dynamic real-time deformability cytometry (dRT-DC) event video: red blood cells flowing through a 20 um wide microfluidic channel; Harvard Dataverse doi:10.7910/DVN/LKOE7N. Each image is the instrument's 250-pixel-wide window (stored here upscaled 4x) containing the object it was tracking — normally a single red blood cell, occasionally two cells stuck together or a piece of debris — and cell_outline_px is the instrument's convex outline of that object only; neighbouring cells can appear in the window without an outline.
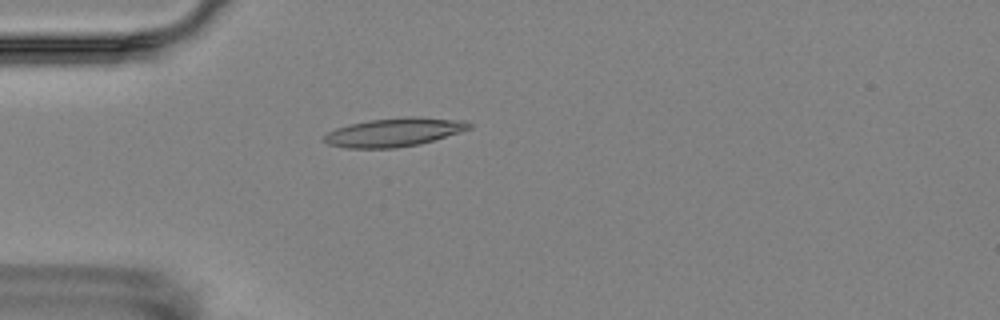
{"species": "Egyptian fruit bat (a non-hibernating species)", "species_latin": "Rousettus aegyptiacus", "temperature_condition": "room temperature", "stored_images_in_passage": 4, "camera_frame_rate_fps": 3000, "um_per_image_px": 0.085, "animal": {"sex": "female"}, "frame": {"image": 1, "passage_image": 4, "time_ms": 4.333, "image_size_px": [1000, 320], "cell_outline_px": [[472, 128], [460, 132], [420, 144], [396, 148], [348, 148], [328, 144], [324, 140], [324, 136], [328, 132], [336, 128], [348, 124], [368, 120], [404, 116], [412, 116], [464, 120], [472, 124]], "centroid_in_image_um": [33.52, 11.23], "position_along_channel_um": 51.5, "area_um2": 24.28}}